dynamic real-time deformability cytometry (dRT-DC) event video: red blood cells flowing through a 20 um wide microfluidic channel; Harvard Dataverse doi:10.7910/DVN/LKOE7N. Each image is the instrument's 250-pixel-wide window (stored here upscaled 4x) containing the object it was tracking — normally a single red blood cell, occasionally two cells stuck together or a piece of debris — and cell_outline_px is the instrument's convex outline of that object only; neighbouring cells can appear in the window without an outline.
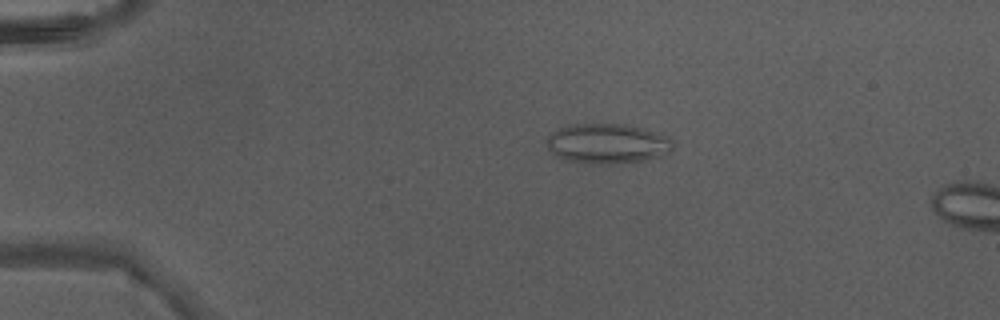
{"species": "Egyptian fruit bat (a non-hibernating species)", "species_latin": "Rousettus aegyptiacus", "temperature_condition": "warm", "stored_images_in_passage": 4, "camera_frame_rate_fps": 3000, "um_per_image_px": 0.085, "animal": {"sex": "male"}, "frame": {"image": 1, "passage_image": 2, "time_ms": 0.333, "image_size_px": [1000, 320], "cell_outline_px": [[672, 148], [664, 156], [640, 160], [604, 164], [564, 160], [552, 152], [548, 148], [544, 140], [552, 132], [568, 124], [624, 124], [640, 128], [664, 136], [672, 144]], "centroid_in_image_um": [51.54, 12.2], "position_along_channel_um": 33.5, "area_um2": 28.78}}